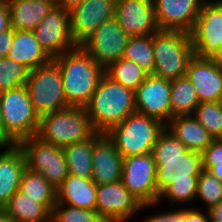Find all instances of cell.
Returning <instances> with one entry per match:
<instances>
[{
	"mask_svg": "<svg viewBox=\"0 0 222 222\" xmlns=\"http://www.w3.org/2000/svg\"><path fill=\"white\" fill-rule=\"evenodd\" d=\"M156 164L158 201L189 204L196 200L198 179L203 170L202 153L188 150L166 128L159 134L151 152Z\"/></svg>",
	"mask_w": 222,
	"mask_h": 222,
	"instance_id": "cell-1",
	"label": "cell"
},
{
	"mask_svg": "<svg viewBox=\"0 0 222 222\" xmlns=\"http://www.w3.org/2000/svg\"><path fill=\"white\" fill-rule=\"evenodd\" d=\"M68 106L85 107L97 89L105 69L96 63L81 46L56 56Z\"/></svg>",
	"mask_w": 222,
	"mask_h": 222,
	"instance_id": "cell-2",
	"label": "cell"
},
{
	"mask_svg": "<svg viewBox=\"0 0 222 222\" xmlns=\"http://www.w3.org/2000/svg\"><path fill=\"white\" fill-rule=\"evenodd\" d=\"M84 108L94 129L99 133H107L126 117L136 113L135 91L104 74Z\"/></svg>",
	"mask_w": 222,
	"mask_h": 222,
	"instance_id": "cell-3",
	"label": "cell"
},
{
	"mask_svg": "<svg viewBox=\"0 0 222 222\" xmlns=\"http://www.w3.org/2000/svg\"><path fill=\"white\" fill-rule=\"evenodd\" d=\"M97 131L84 107L69 106L40 117L36 136L56 147L85 141Z\"/></svg>",
	"mask_w": 222,
	"mask_h": 222,
	"instance_id": "cell-4",
	"label": "cell"
},
{
	"mask_svg": "<svg viewBox=\"0 0 222 222\" xmlns=\"http://www.w3.org/2000/svg\"><path fill=\"white\" fill-rule=\"evenodd\" d=\"M153 75L173 80L184 77L189 61L195 56L189 33L159 30L152 35Z\"/></svg>",
	"mask_w": 222,
	"mask_h": 222,
	"instance_id": "cell-5",
	"label": "cell"
},
{
	"mask_svg": "<svg viewBox=\"0 0 222 222\" xmlns=\"http://www.w3.org/2000/svg\"><path fill=\"white\" fill-rule=\"evenodd\" d=\"M4 123V146L37 134L40 116L34 109L26 85L0 93Z\"/></svg>",
	"mask_w": 222,
	"mask_h": 222,
	"instance_id": "cell-6",
	"label": "cell"
},
{
	"mask_svg": "<svg viewBox=\"0 0 222 222\" xmlns=\"http://www.w3.org/2000/svg\"><path fill=\"white\" fill-rule=\"evenodd\" d=\"M165 124L153 117L134 113L113 126L107 135L123 158L152 152Z\"/></svg>",
	"mask_w": 222,
	"mask_h": 222,
	"instance_id": "cell-7",
	"label": "cell"
},
{
	"mask_svg": "<svg viewBox=\"0 0 222 222\" xmlns=\"http://www.w3.org/2000/svg\"><path fill=\"white\" fill-rule=\"evenodd\" d=\"M25 85L40 117L69 107L65 99L62 74L53 59L48 64L32 69Z\"/></svg>",
	"mask_w": 222,
	"mask_h": 222,
	"instance_id": "cell-8",
	"label": "cell"
},
{
	"mask_svg": "<svg viewBox=\"0 0 222 222\" xmlns=\"http://www.w3.org/2000/svg\"><path fill=\"white\" fill-rule=\"evenodd\" d=\"M22 150L26 168L40 173L56 190L69 175L63 148L31 136L17 143Z\"/></svg>",
	"mask_w": 222,
	"mask_h": 222,
	"instance_id": "cell-9",
	"label": "cell"
},
{
	"mask_svg": "<svg viewBox=\"0 0 222 222\" xmlns=\"http://www.w3.org/2000/svg\"><path fill=\"white\" fill-rule=\"evenodd\" d=\"M194 53L200 58L222 60V1L206 0L190 33Z\"/></svg>",
	"mask_w": 222,
	"mask_h": 222,
	"instance_id": "cell-10",
	"label": "cell"
},
{
	"mask_svg": "<svg viewBox=\"0 0 222 222\" xmlns=\"http://www.w3.org/2000/svg\"><path fill=\"white\" fill-rule=\"evenodd\" d=\"M155 204H142L122 183L97 185L96 211L106 222H127L139 211Z\"/></svg>",
	"mask_w": 222,
	"mask_h": 222,
	"instance_id": "cell-11",
	"label": "cell"
},
{
	"mask_svg": "<svg viewBox=\"0 0 222 222\" xmlns=\"http://www.w3.org/2000/svg\"><path fill=\"white\" fill-rule=\"evenodd\" d=\"M130 36L115 17L103 22L80 46L99 65L106 69L119 61Z\"/></svg>",
	"mask_w": 222,
	"mask_h": 222,
	"instance_id": "cell-12",
	"label": "cell"
},
{
	"mask_svg": "<svg viewBox=\"0 0 222 222\" xmlns=\"http://www.w3.org/2000/svg\"><path fill=\"white\" fill-rule=\"evenodd\" d=\"M156 164L151 153L123 159L121 181L142 204L158 201Z\"/></svg>",
	"mask_w": 222,
	"mask_h": 222,
	"instance_id": "cell-13",
	"label": "cell"
},
{
	"mask_svg": "<svg viewBox=\"0 0 222 222\" xmlns=\"http://www.w3.org/2000/svg\"><path fill=\"white\" fill-rule=\"evenodd\" d=\"M33 33L52 59L77 47L70 33L69 12L59 7L47 14Z\"/></svg>",
	"mask_w": 222,
	"mask_h": 222,
	"instance_id": "cell-14",
	"label": "cell"
},
{
	"mask_svg": "<svg viewBox=\"0 0 222 222\" xmlns=\"http://www.w3.org/2000/svg\"><path fill=\"white\" fill-rule=\"evenodd\" d=\"M171 80L148 74L135 90L136 112L167 124L171 119Z\"/></svg>",
	"mask_w": 222,
	"mask_h": 222,
	"instance_id": "cell-15",
	"label": "cell"
},
{
	"mask_svg": "<svg viewBox=\"0 0 222 222\" xmlns=\"http://www.w3.org/2000/svg\"><path fill=\"white\" fill-rule=\"evenodd\" d=\"M116 0H84L69 11L70 33L80 46L103 22L115 17Z\"/></svg>",
	"mask_w": 222,
	"mask_h": 222,
	"instance_id": "cell-16",
	"label": "cell"
},
{
	"mask_svg": "<svg viewBox=\"0 0 222 222\" xmlns=\"http://www.w3.org/2000/svg\"><path fill=\"white\" fill-rule=\"evenodd\" d=\"M205 0H153L160 30L191 33Z\"/></svg>",
	"mask_w": 222,
	"mask_h": 222,
	"instance_id": "cell-17",
	"label": "cell"
},
{
	"mask_svg": "<svg viewBox=\"0 0 222 222\" xmlns=\"http://www.w3.org/2000/svg\"><path fill=\"white\" fill-rule=\"evenodd\" d=\"M185 76L194 85L200 102L222 101V60L195 55Z\"/></svg>",
	"mask_w": 222,
	"mask_h": 222,
	"instance_id": "cell-18",
	"label": "cell"
},
{
	"mask_svg": "<svg viewBox=\"0 0 222 222\" xmlns=\"http://www.w3.org/2000/svg\"><path fill=\"white\" fill-rule=\"evenodd\" d=\"M115 18L130 37L153 35L160 30L153 0H116Z\"/></svg>",
	"mask_w": 222,
	"mask_h": 222,
	"instance_id": "cell-19",
	"label": "cell"
},
{
	"mask_svg": "<svg viewBox=\"0 0 222 222\" xmlns=\"http://www.w3.org/2000/svg\"><path fill=\"white\" fill-rule=\"evenodd\" d=\"M123 157L116 150L114 141L107 133L93 136L92 180L96 185L115 183L121 180Z\"/></svg>",
	"mask_w": 222,
	"mask_h": 222,
	"instance_id": "cell-20",
	"label": "cell"
},
{
	"mask_svg": "<svg viewBox=\"0 0 222 222\" xmlns=\"http://www.w3.org/2000/svg\"><path fill=\"white\" fill-rule=\"evenodd\" d=\"M0 153V209L19 190L22 174L26 169L25 157L17 144L2 146Z\"/></svg>",
	"mask_w": 222,
	"mask_h": 222,
	"instance_id": "cell-21",
	"label": "cell"
},
{
	"mask_svg": "<svg viewBox=\"0 0 222 222\" xmlns=\"http://www.w3.org/2000/svg\"><path fill=\"white\" fill-rule=\"evenodd\" d=\"M11 28L20 31H33L40 21L55 7V0H6Z\"/></svg>",
	"mask_w": 222,
	"mask_h": 222,
	"instance_id": "cell-22",
	"label": "cell"
},
{
	"mask_svg": "<svg viewBox=\"0 0 222 222\" xmlns=\"http://www.w3.org/2000/svg\"><path fill=\"white\" fill-rule=\"evenodd\" d=\"M7 57L26 66L30 71L48 64L52 60L35 38L33 31L14 29L13 43Z\"/></svg>",
	"mask_w": 222,
	"mask_h": 222,
	"instance_id": "cell-23",
	"label": "cell"
},
{
	"mask_svg": "<svg viewBox=\"0 0 222 222\" xmlns=\"http://www.w3.org/2000/svg\"><path fill=\"white\" fill-rule=\"evenodd\" d=\"M165 128L178 138L188 150L202 153L214 140L193 115L173 116Z\"/></svg>",
	"mask_w": 222,
	"mask_h": 222,
	"instance_id": "cell-24",
	"label": "cell"
},
{
	"mask_svg": "<svg viewBox=\"0 0 222 222\" xmlns=\"http://www.w3.org/2000/svg\"><path fill=\"white\" fill-rule=\"evenodd\" d=\"M56 192V204H66L88 210L96 209L97 185L92 179L69 174Z\"/></svg>",
	"mask_w": 222,
	"mask_h": 222,
	"instance_id": "cell-25",
	"label": "cell"
},
{
	"mask_svg": "<svg viewBox=\"0 0 222 222\" xmlns=\"http://www.w3.org/2000/svg\"><path fill=\"white\" fill-rule=\"evenodd\" d=\"M3 210L15 222H49L52 214L42 203L34 201L19 190L12 195Z\"/></svg>",
	"mask_w": 222,
	"mask_h": 222,
	"instance_id": "cell-26",
	"label": "cell"
},
{
	"mask_svg": "<svg viewBox=\"0 0 222 222\" xmlns=\"http://www.w3.org/2000/svg\"><path fill=\"white\" fill-rule=\"evenodd\" d=\"M19 191L34 201L42 203L51 213L57 203L56 189L40 173L27 168L22 174Z\"/></svg>",
	"mask_w": 222,
	"mask_h": 222,
	"instance_id": "cell-27",
	"label": "cell"
},
{
	"mask_svg": "<svg viewBox=\"0 0 222 222\" xmlns=\"http://www.w3.org/2000/svg\"><path fill=\"white\" fill-rule=\"evenodd\" d=\"M93 137L63 148L68 173L85 179L92 178Z\"/></svg>",
	"mask_w": 222,
	"mask_h": 222,
	"instance_id": "cell-28",
	"label": "cell"
},
{
	"mask_svg": "<svg viewBox=\"0 0 222 222\" xmlns=\"http://www.w3.org/2000/svg\"><path fill=\"white\" fill-rule=\"evenodd\" d=\"M199 103L194 85L186 76L171 80V118L178 115H193Z\"/></svg>",
	"mask_w": 222,
	"mask_h": 222,
	"instance_id": "cell-29",
	"label": "cell"
},
{
	"mask_svg": "<svg viewBox=\"0 0 222 222\" xmlns=\"http://www.w3.org/2000/svg\"><path fill=\"white\" fill-rule=\"evenodd\" d=\"M105 74L116 83L133 91L138 88L148 75V73L135 62L125 58L111 63L105 69Z\"/></svg>",
	"mask_w": 222,
	"mask_h": 222,
	"instance_id": "cell-30",
	"label": "cell"
},
{
	"mask_svg": "<svg viewBox=\"0 0 222 222\" xmlns=\"http://www.w3.org/2000/svg\"><path fill=\"white\" fill-rule=\"evenodd\" d=\"M139 65L148 74L154 70L152 35L130 37L123 57Z\"/></svg>",
	"mask_w": 222,
	"mask_h": 222,
	"instance_id": "cell-31",
	"label": "cell"
},
{
	"mask_svg": "<svg viewBox=\"0 0 222 222\" xmlns=\"http://www.w3.org/2000/svg\"><path fill=\"white\" fill-rule=\"evenodd\" d=\"M193 116L214 139H222V101L200 102Z\"/></svg>",
	"mask_w": 222,
	"mask_h": 222,
	"instance_id": "cell-32",
	"label": "cell"
},
{
	"mask_svg": "<svg viewBox=\"0 0 222 222\" xmlns=\"http://www.w3.org/2000/svg\"><path fill=\"white\" fill-rule=\"evenodd\" d=\"M30 70L8 57L0 58V93L25 85Z\"/></svg>",
	"mask_w": 222,
	"mask_h": 222,
	"instance_id": "cell-33",
	"label": "cell"
},
{
	"mask_svg": "<svg viewBox=\"0 0 222 222\" xmlns=\"http://www.w3.org/2000/svg\"><path fill=\"white\" fill-rule=\"evenodd\" d=\"M197 198L206 206V210L222 201V183L205 169L199 175Z\"/></svg>",
	"mask_w": 222,
	"mask_h": 222,
	"instance_id": "cell-34",
	"label": "cell"
},
{
	"mask_svg": "<svg viewBox=\"0 0 222 222\" xmlns=\"http://www.w3.org/2000/svg\"><path fill=\"white\" fill-rule=\"evenodd\" d=\"M53 222H106L96 210L56 204L51 214Z\"/></svg>",
	"mask_w": 222,
	"mask_h": 222,
	"instance_id": "cell-35",
	"label": "cell"
},
{
	"mask_svg": "<svg viewBox=\"0 0 222 222\" xmlns=\"http://www.w3.org/2000/svg\"><path fill=\"white\" fill-rule=\"evenodd\" d=\"M203 165L222 164V139H214L202 152Z\"/></svg>",
	"mask_w": 222,
	"mask_h": 222,
	"instance_id": "cell-36",
	"label": "cell"
},
{
	"mask_svg": "<svg viewBox=\"0 0 222 222\" xmlns=\"http://www.w3.org/2000/svg\"><path fill=\"white\" fill-rule=\"evenodd\" d=\"M142 222H187V207L148 216Z\"/></svg>",
	"mask_w": 222,
	"mask_h": 222,
	"instance_id": "cell-37",
	"label": "cell"
},
{
	"mask_svg": "<svg viewBox=\"0 0 222 222\" xmlns=\"http://www.w3.org/2000/svg\"><path fill=\"white\" fill-rule=\"evenodd\" d=\"M11 29L10 12L6 0H0V34Z\"/></svg>",
	"mask_w": 222,
	"mask_h": 222,
	"instance_id": "cell-38",
	"label": "cell"
},
{
	"mask_svg": "<svg viewBox=\"0 0 222 222\" xmlns=\"http://www.w3.org/2000/svg\"><path fill=\"white\" fill-rule=\"evenodd\" d=\"M13 43V28L0 34V58L7 57Z\"/></svg>",
	"mask_w": 222,
	"mask_h": 222,
	"instance_id": "cell-39",
	"label": "cell"
},
{
	"mask_svg": "<svg viewBox=\"0 0 222 222\" xmlns=\"http://www.w3.org/2000/svg\"><path fill=\"white\" fill-rule=\"evenodd\" d=\"M208 210L202 212L196 208H187V222H209Z\"/></svg>",
	"mask_w": 222,
	"mask_h": 222,
	"instance_id": "cell-40",
	"label": "cell"
},
{
	"mask_svg": "<svg viewBox=\"0 0 222 222\" xmlns=\"http://www.w3.org/2000/svg\"><path fill=\"white\" fill-rule=\"evenodd\" d=\"M208 213L211 221L222 222V201L208 209Z\"/></svg>",
	"mask_w": 222,
	"mask_h": 222,
	"instance_id": "cell-41",
	"label": "cell"
},
{
	"mask_svg": "<svg viewBox=\"0 0 222 222\" xmlns=\"http://www.w3.org/2000/svg\"><path fill=\"white\" fill-rule=\"evenodd\" d=\"M56 7L65 9L66 11H71L78 5H80L84 0H55Z\"/></svg>",
	"mask_w": 222,
	"mask_h": 222,
	"instance_id": "cell-42",
	"label": "cell"
},
{
	"mask_svg": "<svg viewBox=\"0 0 222 222\" xmlns=\"http://www.w3.org/2000/svg\"><path fill=\"white\" fill-rule=\"evenodd\" d=\"M203 169L209 171V173H211L222 183V164L203 165Z\"/></svg>",
	"mask_w": 222,
	"mask_h": 222,
	"instance_id": "cell-43",
	"label": "cell"
},
{
	"mask_svg": "<svg viewBox=\"0 0 222 222\" xmlns=\"http://www.w3.org/2000/svg\"><path fill=\"white\" fill-rule=\"evenodd\" d=\"M0 146H4V123L2 117V111L0 107Z\"/></svg>",
	"mask_w": 222,
	"mask_h": 222,
	"instance_id": "cell-44",
	"label": "cell"
},
{
	"mask_svg": "<svg viewBox=\"0 0 222 222\" xmlns=\"http://www.w3.org/2000/svg\"><path fill=\"white\" fill-rule=\"evenodd\" d=\"M0 222H15L3 209H0Z\"/></svg>",
	"mask_w": 222,
	"mask_h": 222,
	"instance_id": "cell-45",
	"label": "cell"
}]
</instances>
